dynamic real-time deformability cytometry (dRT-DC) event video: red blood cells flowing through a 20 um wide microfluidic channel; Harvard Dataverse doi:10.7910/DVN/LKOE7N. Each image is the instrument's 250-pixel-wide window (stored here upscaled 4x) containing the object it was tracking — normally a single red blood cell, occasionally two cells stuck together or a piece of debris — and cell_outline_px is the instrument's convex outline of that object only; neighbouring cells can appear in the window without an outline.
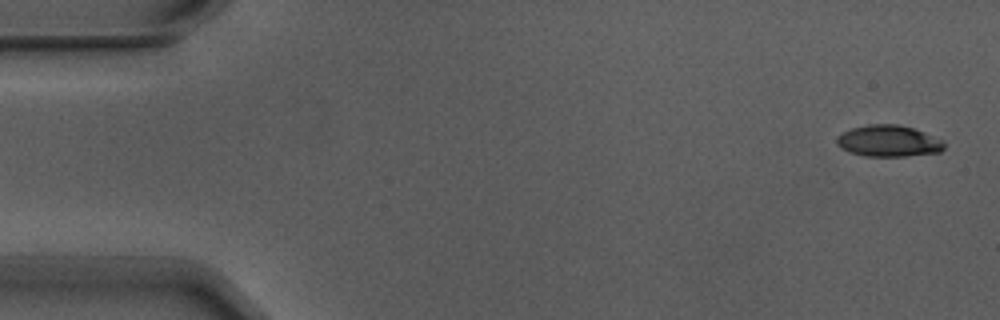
{"species": "Egyptian fruit bat (a non-hibernating species)", "species_latin": "Rousettus aegyptiacus", "temperature_condition": "warm", "stored_images_in_passage": 5, "camera_frame_rate_fps": 3000, "um_per_image_px": 0.085, "animal": {"sex": "male"}, "frame": {"image": 1, "passage_image": 1, "time_ms": 0.0, "image_size_px": [1000, 320], "cell_outline_px": [[944, 148], [940, 152], [904, 156], [864, 156], [848, 152], [840, 148], [836, 144], [836, 140], [844, 132], [852, 128], [872, 124], [896, 124], [912, 128], [944, 140]], "centroid_in_image_um": [75.52, 12.0], "position_along_channel_um": 9.5, "area_um2": 19.54}}
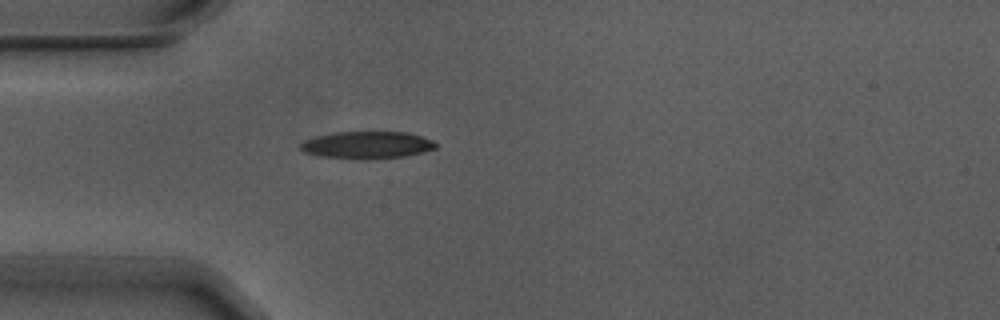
{"frame": {"image": 2, "passage_image": 5, "time_ms": 1.333, "image_size_px": [1000, 320], "cell_outline_px": [[436, 148], [424, 152], [404, 156], [372, 160], [356, 160], [320, 156], [304, 152], [300, 148], [300, 144], [304, 140], [316, 136], [336, 132], [408, 132], [432, 140], [436, 144]], "centroid_in_image_um": [31.18, 12.34], "position_along_channel_um": 53.8, "area_um2": 21.73}}